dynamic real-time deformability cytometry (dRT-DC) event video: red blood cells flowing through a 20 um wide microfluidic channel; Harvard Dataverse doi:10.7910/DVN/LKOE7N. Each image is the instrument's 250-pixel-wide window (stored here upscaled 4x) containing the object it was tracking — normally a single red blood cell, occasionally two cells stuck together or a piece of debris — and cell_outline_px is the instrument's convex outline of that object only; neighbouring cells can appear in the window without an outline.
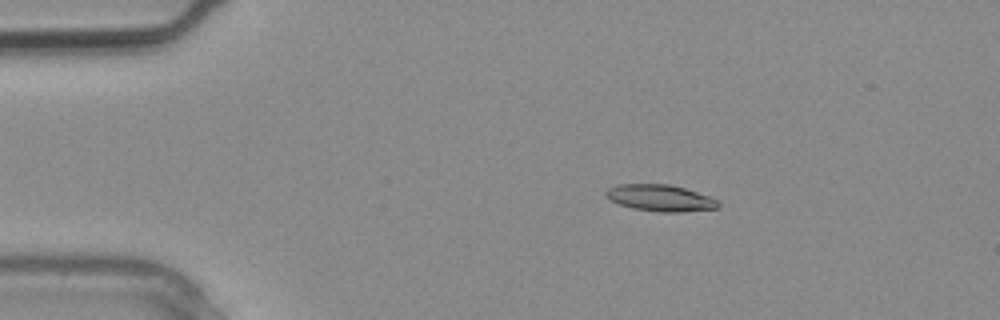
{"species": "common noctule bat (a hibernating species)", "species_latin": "Nyctalus noctula", "temperature_condition": "warm", "stored_images_in_passage": 3, "camera_frame_rate_fps": 3000, "um_per_image_px": 0.085, "animal": {"sex": "male", "body_mass_g": 20.4}, "frame": {"image": 1, "passage_image": 2, "time_ms": 0.333, "image_size_px": [1000, 320], "cell_outline_px": [[720, 208], [684, 212], [660, 212], [632, 208], [620, 204], [604, 196], [604, 192], [608, 188], [616, 184], [668, 184], [684, 188], [712, 196], [720, 200]], "centroid_in_image_um": [56.17, 16.83], "position_along_channel_um": 28.8, "area_um2": 17.69}}
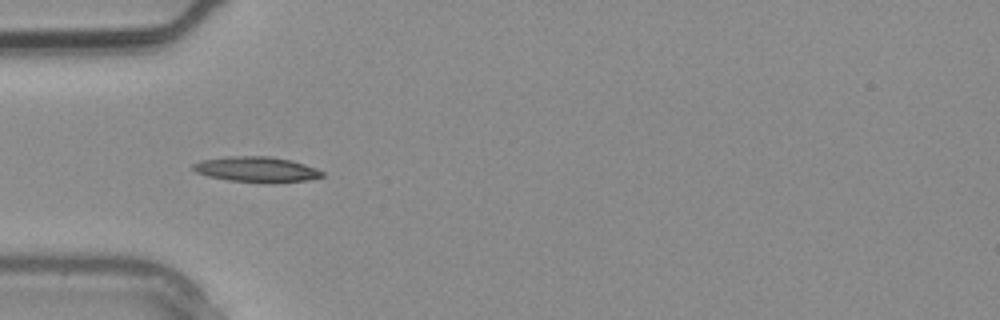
{"frame": {"image": 2, "passage_image": 3, "time_ms": 0.667, "image_size_px": [1000, 320], "cell_outline_px": [[324, 176], [308, 180], [228, 180], [208, 176], [196, 172], [192, 168], [192, 164], [200, 160], [224, 156], [272, 156], [292, 160], [316, 168], [324, 172]], "centroid_in_image_um": [21.75, 14.34], "position_along_channel_um": 63.3, "area_um2": 18.38}}